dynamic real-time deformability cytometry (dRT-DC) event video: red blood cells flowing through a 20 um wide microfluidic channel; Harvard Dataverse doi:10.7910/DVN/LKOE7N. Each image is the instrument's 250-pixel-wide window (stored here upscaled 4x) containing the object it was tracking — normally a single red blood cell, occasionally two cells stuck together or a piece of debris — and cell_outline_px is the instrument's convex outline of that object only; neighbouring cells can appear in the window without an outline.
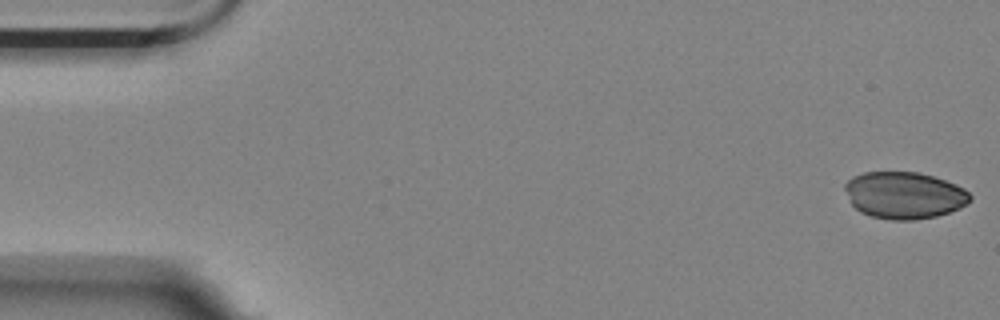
{"species": "Egyptian fruit bat (a non-hibernating species)", "species_latin": "Rousettus aegyptiacus", "temperature_condition": "room temperature", "stored_images_in_passage": 13, "camera_frame_rate_fps": 3000, "um_per_image_px": 0.085, "animal": {"sex": "female"}, "frame": {"image": 1, "passage_image": 1, "time_ms": 0.0, "image_size_px": [1000, 320], "cell_outline_px": [[972, 200], [960, 208], [936, 216], [916, 220], [892, 220], [872, 216], [860, 212], [852, 204], [844, 188], [844, 184], [852, 176], [864, 172], [920, 172], [956, 184], [964, 188], [972, 196]], "centroid_in_image_um": [76.87, 16.59], "position_along_channel_um": 8.1, "area_um2": 34.28}}
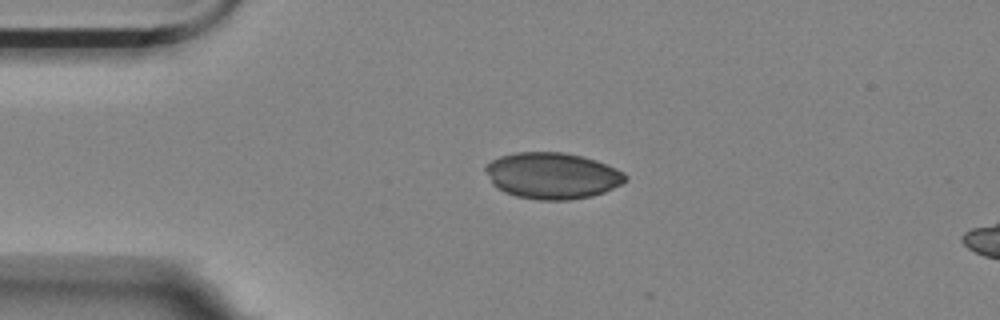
{"frame": {"image": 2, "passage_image": 12, "time_ms": 3.667, "image_size_px": [1000, 320], "cell_outline_px": [[628, 180], [604, 192], [592, 196], [568, 200], [540, 200], [516, 196], [504, 192], [496, 188], [492, 184], [484, 168], [492, 160], [500, 156], [516, 152], [564, 152], [596, 160], [616, 168], [624, 172], [628, 176]], "centroid_in_image_um": [46.94, 14.93], "position_along_channel_um": 38.1, "area_um2": 37.8}}